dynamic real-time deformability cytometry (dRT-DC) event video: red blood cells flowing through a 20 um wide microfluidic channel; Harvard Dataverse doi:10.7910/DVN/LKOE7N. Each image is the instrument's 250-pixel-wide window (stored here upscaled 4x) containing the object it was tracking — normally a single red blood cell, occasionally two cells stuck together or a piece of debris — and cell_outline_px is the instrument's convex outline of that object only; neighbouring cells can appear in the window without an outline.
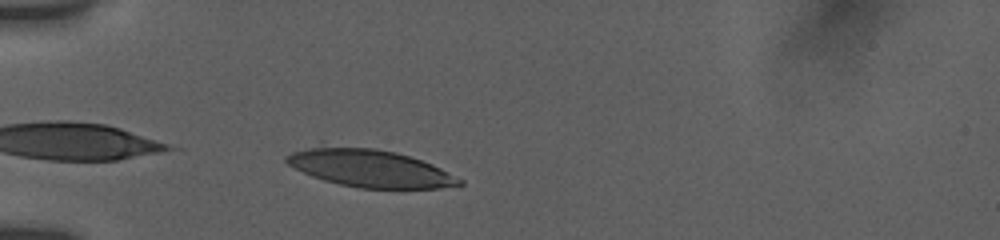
{"species": "human", "species_latin": "Homo sapiens", "temperature_condition": "room temperature", "stored_images_in_passage": 23, "camera_frame_rate_fps": 3000, "um_per_image_px": 0.085, "donor": {"sex": "female"}, "frame": {"image": 1, "passage_image": 2, "time_ms": 0.333, "image_size_px": [1000, 240], "cell_outline_px": [[464, 184], [440, 188], [356, 188], [324, 180], [312, 176], [288, 164], [284, 160], [284, 156], [292, 152], [320, 140], [376, 148], [396, 152], [432, 164], [464, 180]], "centroid_in_image_um": [31.29, 14.22], "position_along_channel_um": 53.7, "area_um2": 39.25}}
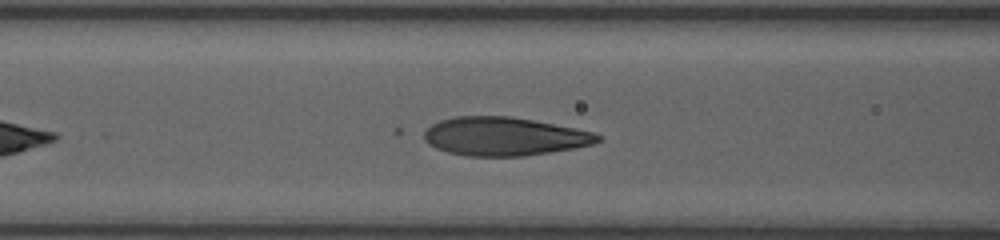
{"frame": {"image": 2, "passage_image": 9, "time_ms": 2.667, "image_size_px": [1000, 240], "cell_outline_px": [[600, 140], [592, 144], [572, 148], [524, 156], [464, 156], [448, 152], [436, 148], [428, 144], [424, 140], [424, 132], [432, 124], [440, 120], [456, 116], [512, 116], [592, 132], [600, 136]], "centroid_in_image_um": [42.78, 11.6], "position_along_channel_um": 123.8, "area_um2": 38.55}}
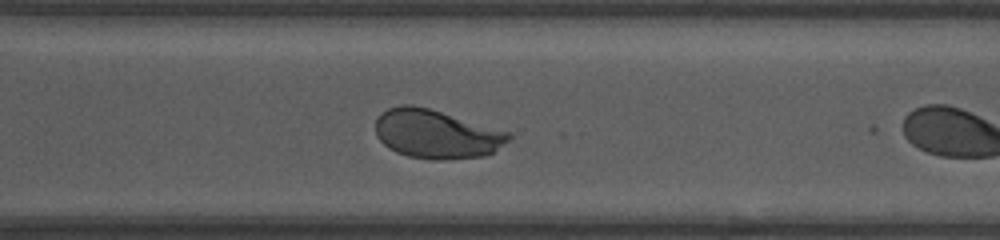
{"frame": {"image": 3, "passage_image": 22, "time_ms": 7.0, "image_size_px": [1000, 240], "cell_outline_px": [[512, 136], [508, 140], [492, 152], [484, 156], [436, 160], [408, 156], [396, 152], [388, 148], [376, 136], [376, 116], [380, 112], [388, 108], [400, 104], [412, 104], [428, 108], [512, 132]], "centroid_in_image_um": [37.05, 11.37], "position_along_channel_um": 333.5, "area_um2": 37.92}}